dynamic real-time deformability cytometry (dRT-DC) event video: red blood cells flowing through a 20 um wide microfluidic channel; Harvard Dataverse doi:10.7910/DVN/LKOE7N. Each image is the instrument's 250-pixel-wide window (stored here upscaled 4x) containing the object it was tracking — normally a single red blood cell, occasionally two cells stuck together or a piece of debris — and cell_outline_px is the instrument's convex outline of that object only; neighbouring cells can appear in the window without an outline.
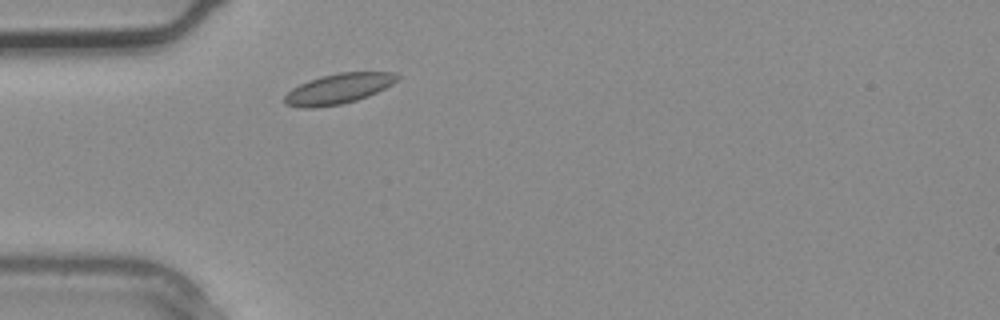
{"species": "common noctule bat (a hibernating species)", "species_latin": "Nyctalus noctula", "temperature_condition": "warm", "stored_images_in_passage": 1, "camera_frame_rate_fps": 3000, "um_per_image_px": 0.085, "animal": {"sex": "male", "body_mass_g": 20.4}, "frame": {"image": 1, "passage_image": 1, "time_ms": 0.0, "image_size_px": [1000, 320], "cell_outline_px": [[400, 76], [392, 84], [368, 96], [356, 100], [340, 104], [312, 108], [300, 108], [284, 104], [284, 96], [292, 88], [308, 80], [320, 76], [340, 72], [392, 72]], "centroid_in_image_um": [28.72, 7.54], "position_along_channel_um": 56.3, "area_um2": 19.77}}